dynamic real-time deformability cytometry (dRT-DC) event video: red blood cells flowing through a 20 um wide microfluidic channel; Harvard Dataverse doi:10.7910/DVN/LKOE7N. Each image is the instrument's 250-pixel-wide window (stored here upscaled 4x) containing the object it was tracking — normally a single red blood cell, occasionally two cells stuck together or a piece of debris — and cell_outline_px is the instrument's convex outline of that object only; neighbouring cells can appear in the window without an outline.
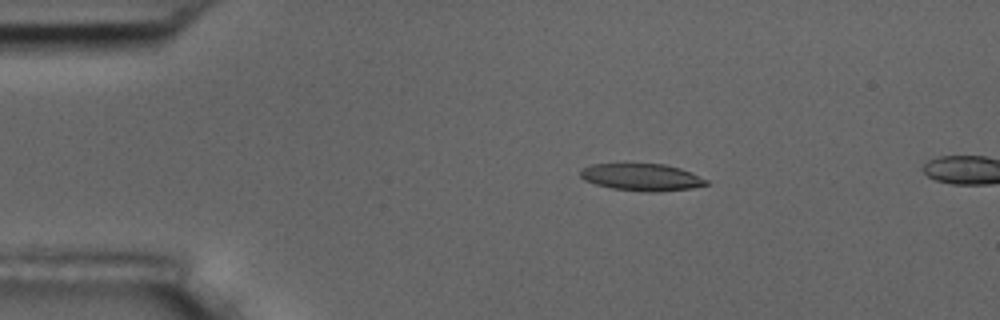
{"species": "common noctule bat (a hibernating species)", "species_latin": "Nyctalus noctula", "temperature_condition": "room temperature", "stored_images_in_passage": 15, "camera_frame_rate_fps": 3000, "um_per_image_px": 0.085, "animal": {"sex": "male", "body_mass_g": 17.5, "forearm_length_mm": 52.3}, "frame": {"image": 1, "passage_image": 11, "time_ms": 3.333, "image_size_px": [1000, 320], "cell_outline_px": [[708, 184], [692, 188], [660, 192], [648, 192], [612, 188], [596, 184], [584, 180], [580, 176], [580, 172], [584, 168], [592, 164], [664, 164], [680, 168], [692, 172], [708, 180]], "centroid_in_image_um": [54.58, 15.06], "position_along_channel_um": 30.4, "area_um2": 19.83}}